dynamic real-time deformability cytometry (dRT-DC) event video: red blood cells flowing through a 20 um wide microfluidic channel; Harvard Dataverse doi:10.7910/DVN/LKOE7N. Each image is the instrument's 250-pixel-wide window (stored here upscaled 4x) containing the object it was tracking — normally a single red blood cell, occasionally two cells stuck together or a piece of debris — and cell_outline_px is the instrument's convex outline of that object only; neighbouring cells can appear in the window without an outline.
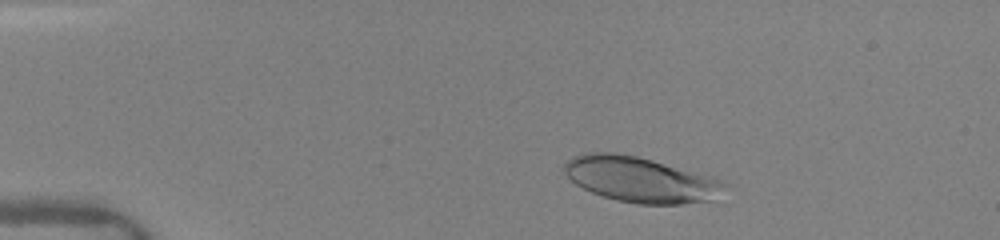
{"species": "human", "species_latin": "Homo sapiens", "temperature_condition": "warm", "stored_images_in_passage": 6, "camera_frame_rate_fps": 3000, "um_per_image_px": 0.085, "donor": {"sex": "female"}, "frame": {"image": 1, "passage_image": 2, "time_ms": 0.667, "image_size_px": [1000, 240], "cell_outline_px": [[728, 184], [712, 200], [680, 204], [636, 204], [616, 200], [592, 192], [576, 184], [564, 172], [564, 164], [572, 156], [588, 152], [616, 152], [636, 156], [652, 160], [712, 176], [724, 180]], "centroid_in_image_um": [54.44, 15.25], "position_along_channel_um": 30.6, "area_um2": 42.25}}
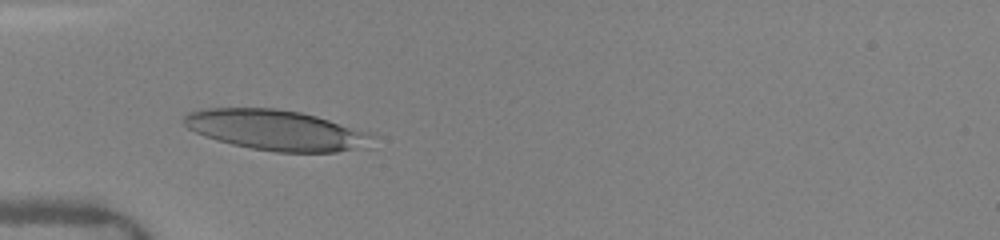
{"frame": {"image": 2, "passage_image": 5, "time_ms": 3.0, "image_size_px": [1000, 240], "cell_outline_px": [[380, 136], [372, 148], [336, 152], [276, 152], [252, 148], [232, 144], [216, 140], [204, 136], [188, 128], [184, 124], [184, 116], [188, 112], [208, 108], [276, 108], [300, 112], [316, 116], [372, 132]], "centroid_in_image_um": [23.64, 11.08], "position_along_channel_um": 61.4, "area_um2": 45.08}}